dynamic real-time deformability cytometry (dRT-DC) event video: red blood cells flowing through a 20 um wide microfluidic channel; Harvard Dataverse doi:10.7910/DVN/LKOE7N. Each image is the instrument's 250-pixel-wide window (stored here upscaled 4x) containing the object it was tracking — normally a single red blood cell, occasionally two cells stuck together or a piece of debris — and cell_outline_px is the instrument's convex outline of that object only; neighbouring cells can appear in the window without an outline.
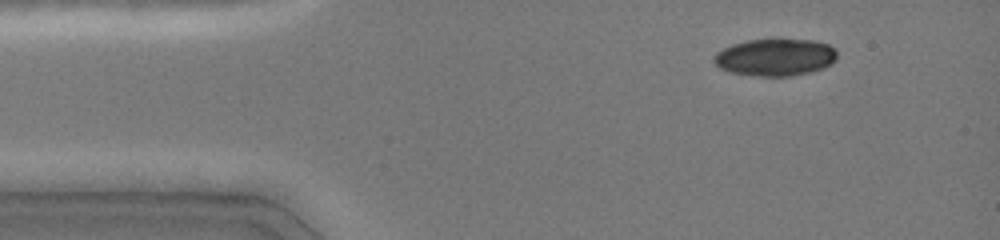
{"species": "common noctule bat (a hibernating species)", "species_latin": "Nyctalus noctula", "temperature_condition": "cold", "stored_images_in_passage": 44, "camera_frame_rate_fps": 3000, "um_per_image_px": 0.085, "animal": {"sex": "female", "body_mass_g": 19.0, "forearm_length_mm": 51.5}, "frame": {"image": 1, "passage_image": 3, "time_ms": 0.667, "image_size_px": [1000, 240], "cell_outline_px": [[836, 60], [832, 64], [812, 72], [792, 76], [760, 76], [732, 72], [720, 68], [712, 60], [716, 52], [732, 44], [748, 40], [816, 40], [828, 44], [836, 48]], "centroid_in_image_um": [65.93, 4.87], "position_along_channel_um": 19.1, "area_um2": 26.65}}
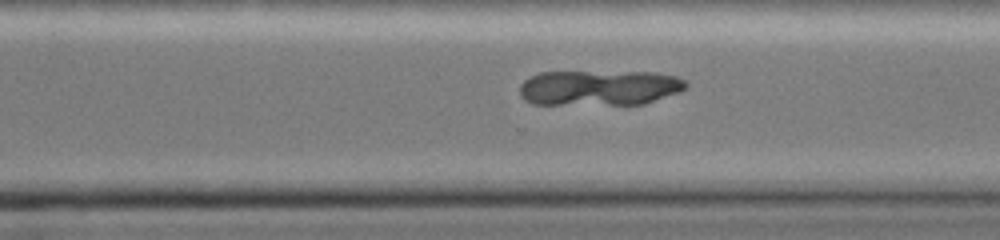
{"frame": {"image": 2, "passage_image": 30, "time_ms": 9.667, "image_size_px": [1000, 240], "cell_outline_px": [[688, 84], [680, 92], [644, 104], [532, 104], [524, 100], [520, 96], [520, 84], [524, 80], [540, 72], [656, 72], [676, 76], [684, 80]], "centroid_in_image_um": [50.94, 7.46], "position_along_channel_um": 319.7, "area_um2": 34.39}}
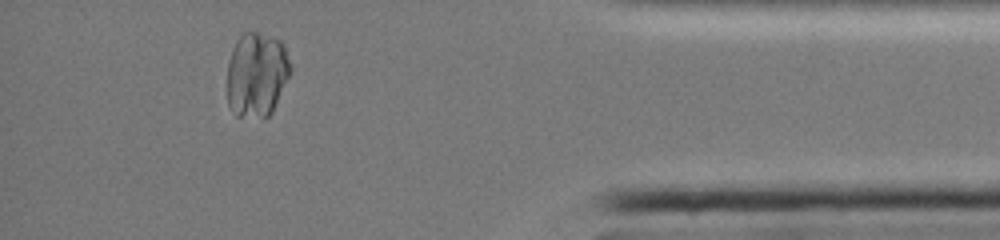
{"frame": {"image": 3, "passage_image": 39, "time_ms": 12.667, "image_size_px": [1000, 240], "cell_outline_px": [[292, 68], [272, 112], [264, 120], [236, 116], [232, 112], [228, 104], [228, 60], [232, 48], [236, 40], [244, 32], [256, 32], [280, 40], [284, 44]], "centroid_in_image_um": [21.81, 6.37], "position_along_channel_um": 413.4, "area_um2": 31.62}}